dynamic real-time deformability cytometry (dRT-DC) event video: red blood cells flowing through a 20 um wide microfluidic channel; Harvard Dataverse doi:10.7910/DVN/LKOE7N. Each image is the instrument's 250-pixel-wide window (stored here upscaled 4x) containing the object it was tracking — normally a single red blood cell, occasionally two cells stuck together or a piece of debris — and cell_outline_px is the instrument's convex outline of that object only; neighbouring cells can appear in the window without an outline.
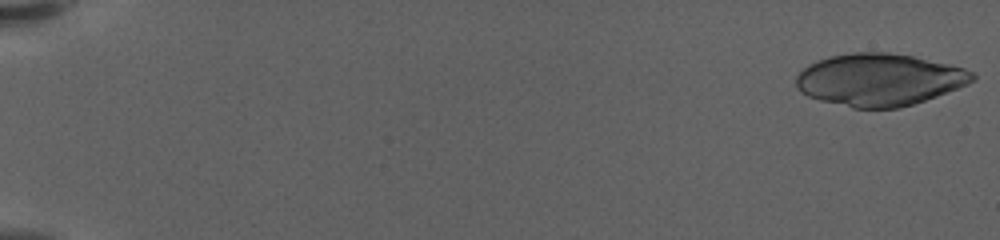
{"species": "human", "species_latin": "Homo sapiens", "temperature_condition": "warm", "stored_images_in_passage": 58, "segment_of_instrument_passage": [1, 2], "camera_frame_rate_fps": 3000, "um_per_image_px": 0.085, "donor": {"sex": "female"}, "frame": {"image": 1, "passage_image": 1, "time_ms": 0.0, "image_size_px": [1000, 240], "cell_outline_px": [[976, 80], [968, 84], [936, 96], [900, 108], [852, 108], [820, 100], [808, 96], [800, 92], [796, 88], [796, 76], [808, 64], [832, 56], [856, 52], [888, 52], [912, 56], [948, 64], [964, 68], [972, 72], [976, 76]], "centroid_in_image_um": [74.74, 6.78], "position_along_channel_um": 10.3, "area_um2": 53.47}}
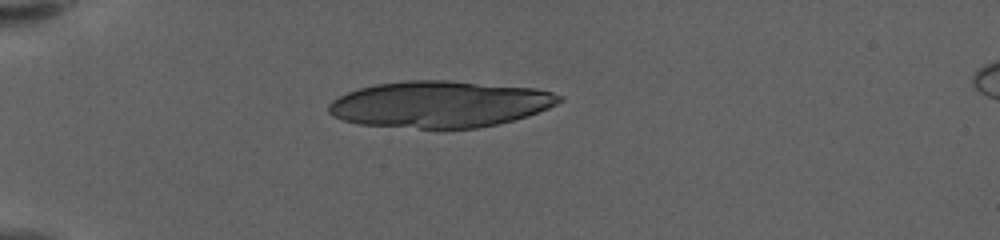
{"frame": {"image": 2, "passage_image": 17, "time_ms": 5.333, "image_size_px": [1000, 240], "cell_outline_px": [[564, 100], [548, 108], [528, 116], [500, 124], [476, 128], [420, 128], [360, 124], [344, 120], [332, 116], [328, 112], [328, 104], [332, 100], [348, 92], [360, 88], [376, 84], [408, 80], [448, 80], [536, 88], [552, 92], [564, 96]], "centroid_in_image_um": [37.42, 8.85], "position_along_channel_um": 47.6, "area_um2": 62.54}}